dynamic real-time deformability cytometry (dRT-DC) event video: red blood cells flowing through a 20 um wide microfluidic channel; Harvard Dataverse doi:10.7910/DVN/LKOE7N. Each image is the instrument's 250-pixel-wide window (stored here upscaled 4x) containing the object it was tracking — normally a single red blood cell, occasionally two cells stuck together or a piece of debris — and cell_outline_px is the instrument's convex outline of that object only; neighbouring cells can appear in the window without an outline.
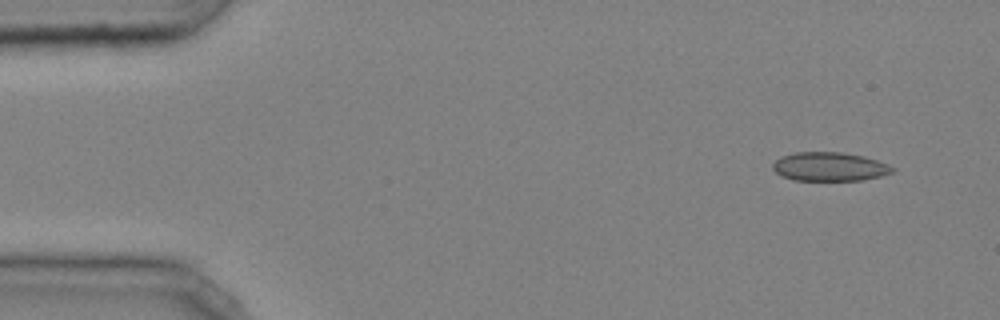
{"species": "common noctule bat (a hibernating species)", "species_latin": "Nyctalus noctula", "temperature_condition": "cold", "stored_images_in_passage": 43, "camera_frame_rate_fps": 3000, "um_per_image_px": 0.085, "animal": {"sex": "male", "body_mass_g": 20.4}, "frame": {"image": 1, "passage_image": 1, "time_ms": 0.0, "image_size_px": [1000, 320], "cell_outline_px": [[896, 168], [892, 172], [880, 176], [864, 180], [792, 180], [780, 176], [772, 168], [772, 164], [780, 156], [796, 152], [840, 152], [864, 156], [888, 164]], "centroid_in_image_um": [70.49, 14.16], "position_along_channel_um": 14.5, "area_um2": 20.17}}
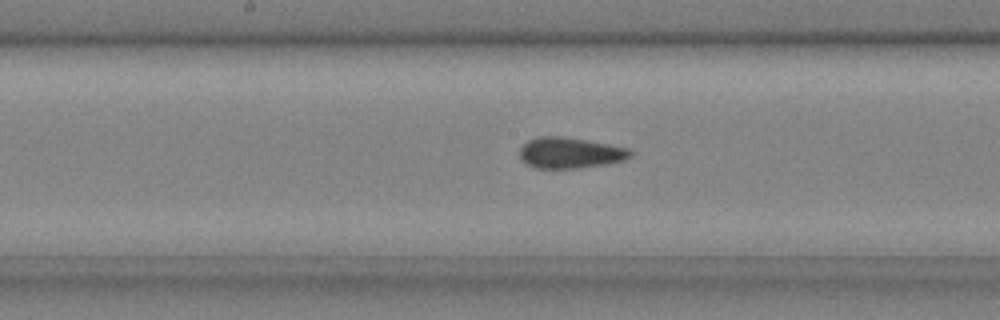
{"frame": {"image": 2, "passage_image": 22, "time_ms": 7.0, "image_size_px": [1000, 320], "cell_outline_px": [[632, 156], [624, 160], [604, 164], [580, 168], [532, 168], [520, 156], [520, 148], [528, 140], [540, 136], [564, 136], [588, 140], [628, 148], [632, 152]], "centroid_in_image_um": [48.46, 12.98], "position_along_channel_um": 199.7, "area_um2": 19.88}}
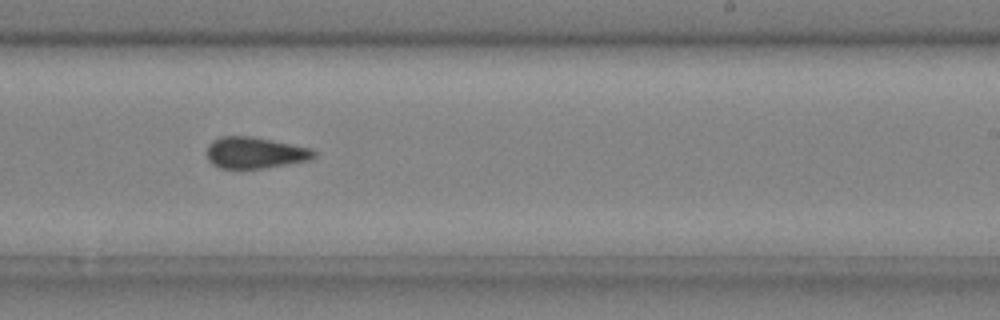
{"frame": {"image": 3, "passage_image": 27, "time_ms": 8.667, "image_size_px": [1000, 320], "cell_outline_px": [[316, 156], [312, 160], [264, 168], [220, 168], [212, 164], [208, 160], [208, 144], [212, 140], [220, 136], [252, 136], [312, 148], [316, 152]], "centroid_in_image_um": [21.7, 12.98], "position_along_channel_um": 267.3, "area_um2": 19.71}, "authors_computed_cell_mechanics": {"area_um2": 19.8832, "velocity_mm_per_s": 4.0737, "shape_relaxation_time_tau1_ms": 5.1835, "shape_relaxation_time_tau2_ms": 2.0731, "deformation_change_tau1": 0.0917, "deformation_change_tau2": 0.0626}}